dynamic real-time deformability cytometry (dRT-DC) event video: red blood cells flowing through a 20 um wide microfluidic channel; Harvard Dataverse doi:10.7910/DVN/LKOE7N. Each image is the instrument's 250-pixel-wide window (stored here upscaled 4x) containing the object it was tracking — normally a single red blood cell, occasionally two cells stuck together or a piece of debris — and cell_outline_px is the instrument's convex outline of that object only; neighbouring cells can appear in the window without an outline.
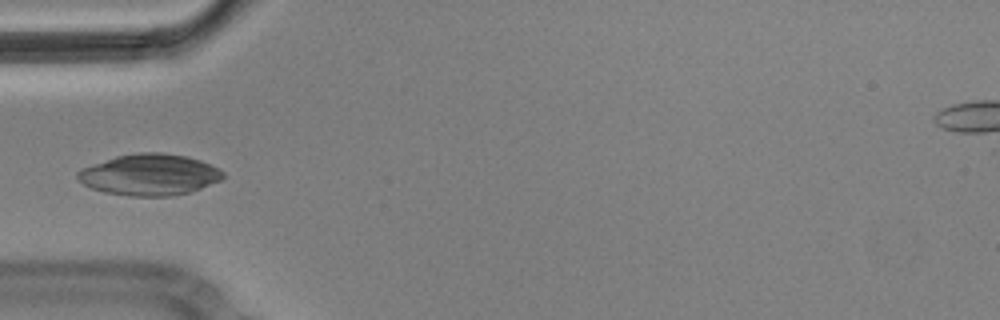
{"species": "Egyptian fruit bat (a non-hibernating species)", "species_latin": "Rousettus aegyptiacus", "temperature_condition": "cold", "stored_images_in_passage": 11, "camera_frame_rate_fps": 3000, "um_per_image_px": 0.085, "animal": {"sex": "male"}, "frame": {"image": 1, "passage_image": 5, "time_ms": 1.333, "image_size_px": [1000, 320], "cell_outline_px": [[224, 176], [220, 180], [192, 192], [172, 196], [128, 196], [104, 192], [92, 188], [84, 184], [76, 176], [76, 172], [80, 168], [116, 156], [140, 152], [160, 152], [184, 156], [200, 160], [220, 168], [224, 172]], "centroid_in_image_um": [12.71, 14.85], "position_along_channel_um": 72.3, "area_um2": 35.08}}
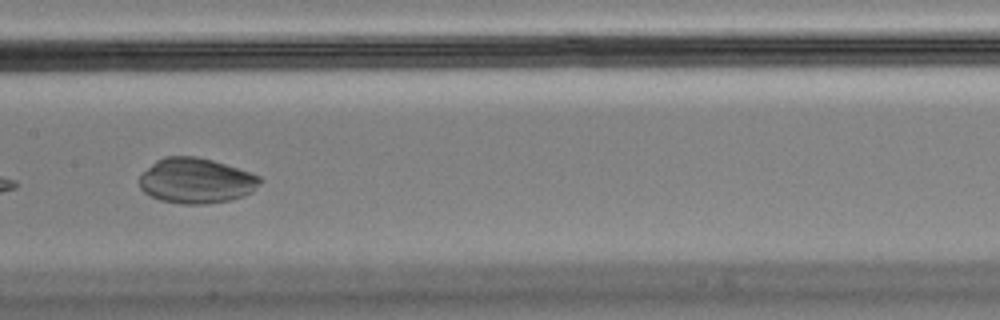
{"frame": {"image": 2, "passage_image": 8, "time_ms": 2.333, "image_size_px": [1000, 320], "cell_outline_px": [[264, 180], [252, 192], [244, 196], [228, 200], [204, 204], [180, 204], [160, 200], [144, 192], [140, 188], [140, 176], [156, 160], [164, 156], [196, 156], [212, 160], [260, 176]], "centroid_in_image_um": [16.68, 15.36], "position_along_channel_um": 190.7, "area_um2": 31.67}}